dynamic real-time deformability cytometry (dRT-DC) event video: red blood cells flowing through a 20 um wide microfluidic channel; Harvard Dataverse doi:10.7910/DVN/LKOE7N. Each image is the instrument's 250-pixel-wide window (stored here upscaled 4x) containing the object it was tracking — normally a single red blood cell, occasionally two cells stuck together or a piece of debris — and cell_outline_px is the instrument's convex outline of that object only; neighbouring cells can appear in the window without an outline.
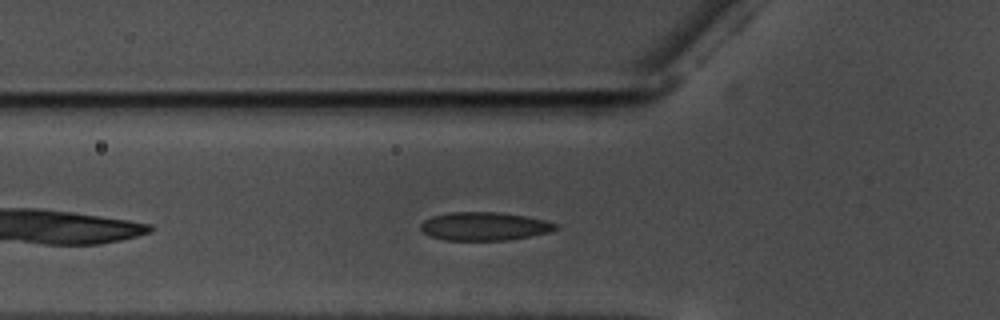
{"species": "common noctule bat (a hibernating species)", "species_latin": "Nyctalus noctula", "temperature_condition": "warm", "stored_images_in_passage": 34, "camera_frame_rate_fps": 3000, "um_per_image_px": 0.085, "animal": {"sex": "male", "body_mass_g": 17.5, "forearm_length_mm": 52.3}, "frame": {"image": 1, "passage_image": 6, "time_ms": 1.667, "image_size_px": [1000, 320], "cell_outline_px": [[556, 228], [548, 232], [508, 240], [444, 240], [428, 236], [420, 228], [420, 224], [424, 220], [432, 216], [452, 212], [500, 212], [524, 216], [544, 220], [556, 224]], "centroid_in_image_um": [41.1, 19.23], "position_along_channel_um": 84.7, "area_um2": 22.08}}
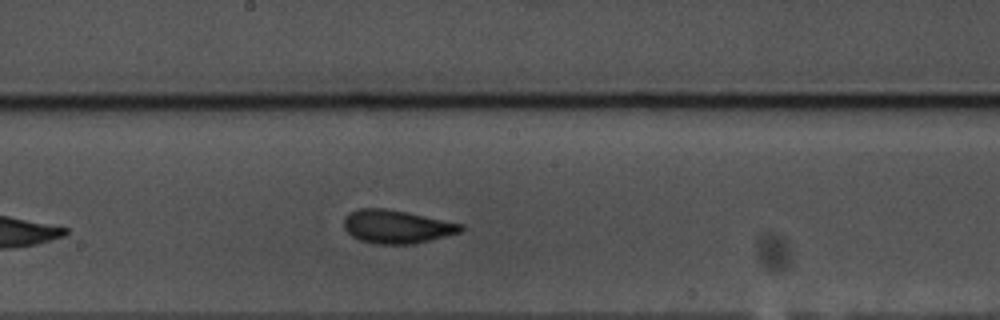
{"frame": {"image": 2, "passage_image": 17, "time_ms": 5.333, "image_size_px": [1000, 320], "cell_outline_px": [[464, 228], [460, 232], [412, 244], [380, 244], [360, 240], [352, 236], [344, 228], [344, 220], [348, 212], [356, 208], [384, 208], [408, 212], [464, 224]], "centroid_in_image_um": [33.7, 19.24], "position_along_channel_um": 214.5, "area_um2": 22.66}}
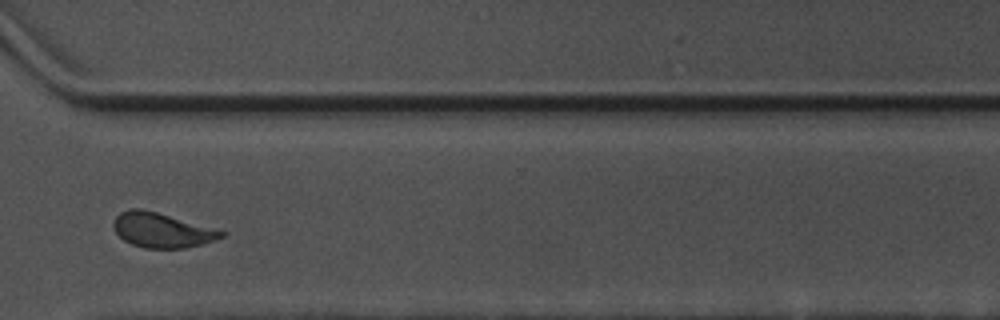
{"frame": {"image": 3, "passage_image": 29, "time_ms": 9.333, "image_size_px": [1000, 320], "cell_outline_px": [[228, 236], [200, 244], [184, 248], [144, 248], [132, 244], [124, 240], [116, 232], [112, 224], [116, 216], [120, 212], [132, 208], [140, 208], [156, 212], [228, 232]], "centroid_in_image_um": [13.77, 19.57], "position_along_channel_um": 356.8, "area_um2": 21.68}, "authors_computed_cell_mechanics": {"area_um2": 22.0218, "velocity_mm_per_s": 3.5484, "shape_relaxation_time_tau1_ms": 7.2576, "shape_relaxation_time_tau2_ms": 1.637, "deformation_change_tau1": 0.173, "deformation_change_tau2": 0.0831}}